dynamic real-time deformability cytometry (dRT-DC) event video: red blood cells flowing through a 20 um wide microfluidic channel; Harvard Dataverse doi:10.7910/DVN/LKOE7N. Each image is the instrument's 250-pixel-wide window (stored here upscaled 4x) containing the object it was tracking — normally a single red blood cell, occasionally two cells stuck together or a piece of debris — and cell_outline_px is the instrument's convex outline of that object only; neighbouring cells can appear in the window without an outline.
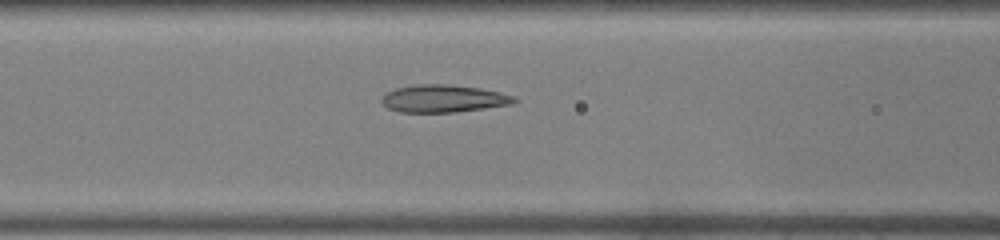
{"species": "common noctule bat (a hibernating species)", "species_latin": "Nyctalus noctula", "temperature_condition": "warm", "stored_images_in_passage": 34, "camera_frame_rate_fps": 3000, "um_per_image_px": 0.085, "animal": {"sex": "male", "body_mass_g": 19.0, "forearm_length_mm": 50.8}, "frame": {"image": 1, "passage_image": 8, "time_ms": 2.333, "image_size_px": [1000, 240], "cell_outline_px": [[520, 100], [512, 104], [456, 112], [400, 112], [388, 108], [380, 100], [388, 92], [396, 88], [416, 84], [448, 84], [480, 88], [500, 92], [516, 96]], "centroid_in_image_um": [37.74, 8.37], "position_along_channel_um": 128.9, "area_um2": 21.27}}
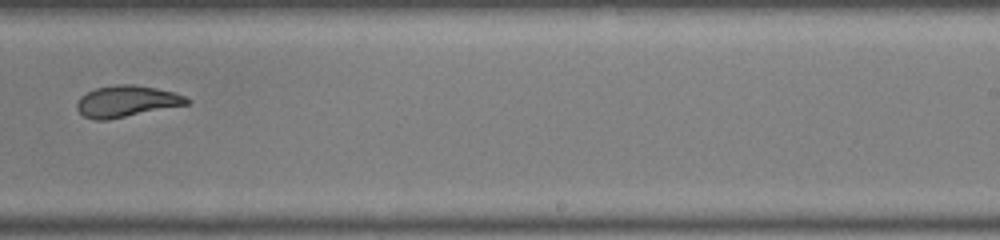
{"frame": {"image": 2, "passage_image": 18, "time_ms": 5.667, "image_size_px": [1000, 240], "cell_outline_px": [[192, 100], [188, 104], [108, 120], [92, 120], [84, 116], [76, 108], [76, 104], [80, 96], [96, 88], [116, 84], [132, 84], [156, 88], [172, 92], [184, 96]], "centroid_in_image_um": [10.73, 8.61], "position_along_channel_um": 278.3, "area_um2": 20.06}}
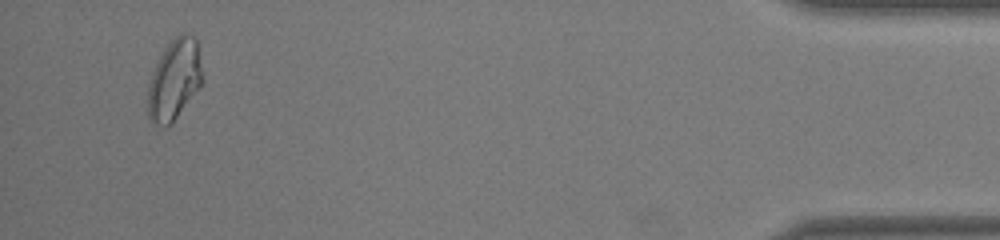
{"frame": {"image": 3, "passage_image": 32, "time_ms": 10.333, "image_size_px": [1000, 240], "cell_outline_px": [[204, 80], [200, 88], [176, 116], [164, 128], [148, 120], [148, 84], [152, 72], [164, 48], [180, 32], [184, 32], [196, 36]], "centroid_in_image_um": [14.83, 6.73], "position_along_channel_um": 420.4, "area_um2": 25.72}}